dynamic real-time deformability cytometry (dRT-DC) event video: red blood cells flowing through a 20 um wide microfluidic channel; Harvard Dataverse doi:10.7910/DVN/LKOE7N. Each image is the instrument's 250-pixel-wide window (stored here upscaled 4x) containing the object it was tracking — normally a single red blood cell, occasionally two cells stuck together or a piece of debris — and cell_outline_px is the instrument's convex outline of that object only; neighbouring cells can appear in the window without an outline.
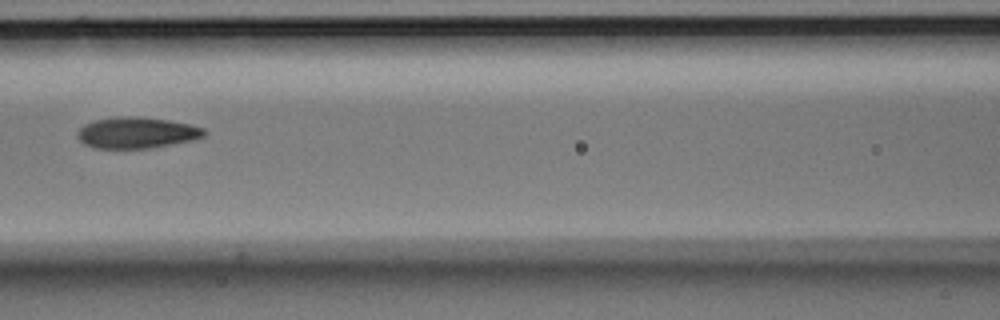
{"species": "Egyptian fruit bat (a non-hibernating species)", "species_latin": "Rousettus aegyptiacus", "temperature_condition": "room temperature", "stored_images_in_passage": 9, "camera_frame_rate_fps": 3000, "um_per_image_px": 0.085, "animal": {"sex": "male"}, "frame": {"image": 1, "passage_image": 6, "time_ms": 1.667, "image_size_px": [1000, 320], "cell_outline_px": [[208, 132], [204, 136], [196, 140], [148, 148], [96, 148], [84, 144], [76, 136], [76, 132], [84, 124], [96, 120], [116, 116], [132, 116], [168, 120], [188, 124], [204, 128]], "centroid_in_image_um": [11.63, 11.28], "position_along_channel_um": 155.0, "area_um2": 23.06}}
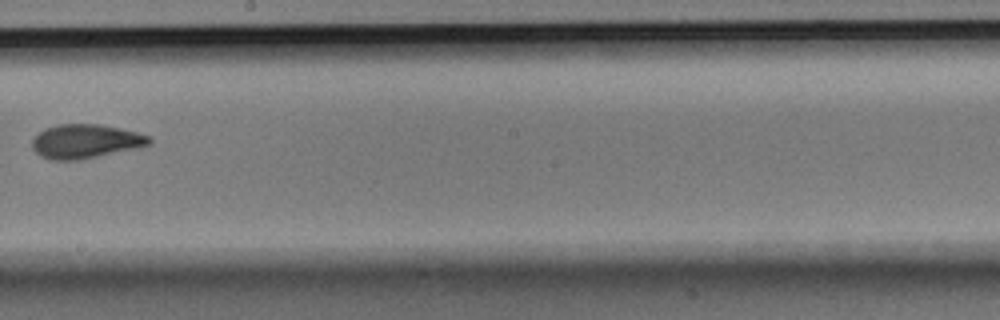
{"frame": {"image": 2, "passage_image": 8, "time_ms": 2.333, "image_size_px": [1000, 320], "cell_outline_px": [[152, 144], [140, 148], [80, 160], [52, 160], [40, 156], [32, 148], [32, 140], [40, 132], [56, 124], [100, 124], [120, 128], [136, 132], [148, 136], [152, 140]], "centroid_in_image_um": [7.3, 12.02], "position_along_channel_um": 240.9, "area_um2": 23.35}}
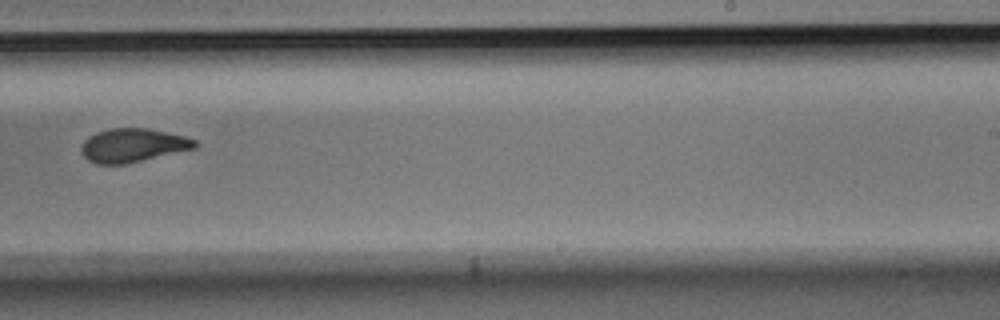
{"frame": {"image": 3, "passage_image": 9, "time_ms": 2.667, "image_size_px": [1000, 320], "cell_outline_px": [[200, 144], [196, 148], [124, 164], [96, 164], [88, 160], [80, 152], [80, 148], [84, 140], [88, 136], [96, 132], [108, 128], [148, 128], [184, 136], [196, 140]], "centroid_in_image_um": [11.27, 12.34], "position_along_channel_um": 277.7, "area_um2": 22.37}}